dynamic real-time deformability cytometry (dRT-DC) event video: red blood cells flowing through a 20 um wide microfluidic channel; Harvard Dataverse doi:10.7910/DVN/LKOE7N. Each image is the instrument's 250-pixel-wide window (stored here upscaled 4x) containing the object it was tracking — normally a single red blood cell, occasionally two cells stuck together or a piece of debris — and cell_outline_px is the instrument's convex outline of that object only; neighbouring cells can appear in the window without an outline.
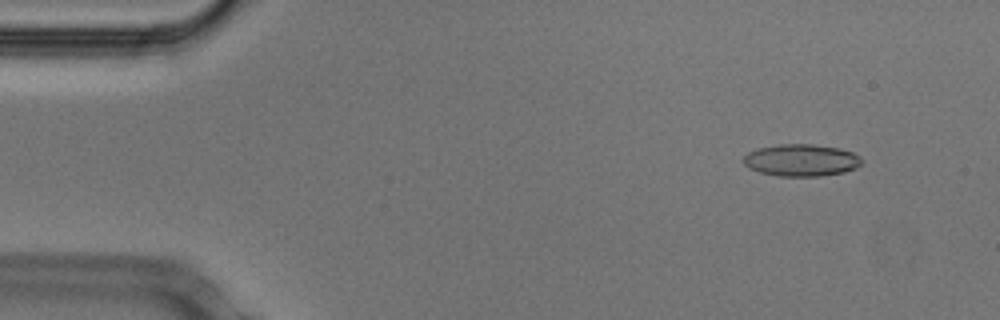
{"species": "Egyptian fruit bat (a non-hibernating species)", "species_latin": "Rousettus aegyptiacus", "temperature_condition": "cold", "stored_images_in_passage": 52, "camera_frame_rate_fps": 3000, "um_per_image_px": 0.085, "animal": {"sex": "male"}, "frame": {"image": 1, "passage_image": 5, "time_ms": 1.333, "image_size_px": [1000, 320], "cell_outline_px": [[864, 160], [856, 168], [844, 172], [820, 176], [776, 176], [760, 172], [748, 168], [740, 160], [748, 152], [760, 148], [780, 144], [812, 144], [840, 148], [852, 152], [860, 156]], "centroid_in_image_um": [68.1, 13.62], "position_along_channel_um": 16.9, "area_um2": 22.25}}
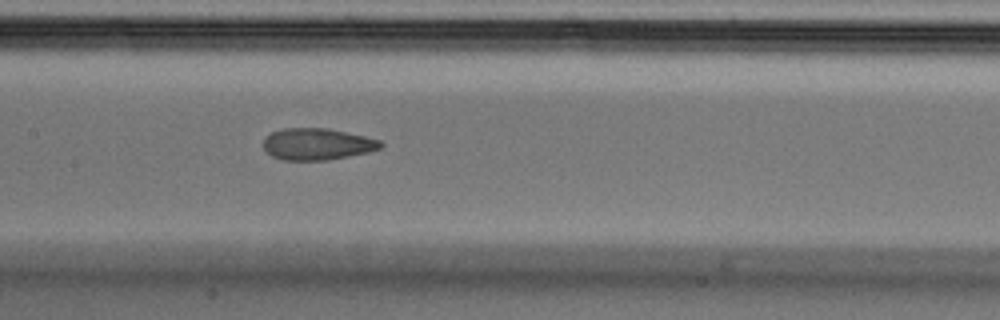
{"frame": {"image": 2, "passage_image": 25, "time_ms": 8.0, "image_size_px": [1000, 320], "cell_outline_px": [[384, 144], [380, 148], [368, 152], [328, 160], [280, 160], [272, 156], [264, 148], [264, 136], [272, 132], [284, 128], [328, 128], [364, 136], [380, 140]], "centroid_in_image_um": [26.94, 12.25], "position_along_channel_um": 180.5, "area_um2": 21.62}}
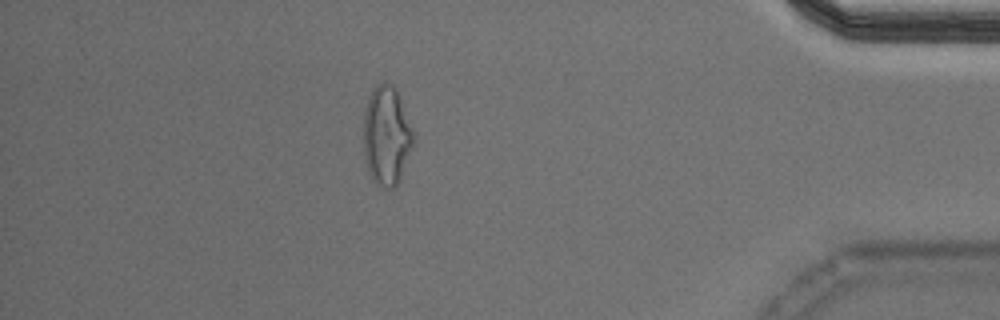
{"frame": {"image": 3, "passage_image": 46, "time_ms": 15.0, "image_size_px": [1000, 320], "cell_outline_px": [[416, 140], [400, 180], [392, 188], [384, 188], [376, 184], [372, 180], [368, 172], [364, 156], [364, 108], [368, 96], [372, 88], [380, 80], [384, 80], [392, 84], [396, 88], [400, 96], [416, 136]], "centroid_in_image_um": [32.87, 11.49], "position_along_channel_um": 402.3, "area_um2": 29.77}, "authors_computed_cell_mechanics": {"area_um2": 22.253, "velocity_mm_per_s": 3.7776, "shape_relaxation_time_tau1_ms": 7.6694, "shape_relaxation_time_tau2_ms": 2.2755, "deformation_change_tau1": 0.1785, "deformation_change_tau2": 0.0934}}